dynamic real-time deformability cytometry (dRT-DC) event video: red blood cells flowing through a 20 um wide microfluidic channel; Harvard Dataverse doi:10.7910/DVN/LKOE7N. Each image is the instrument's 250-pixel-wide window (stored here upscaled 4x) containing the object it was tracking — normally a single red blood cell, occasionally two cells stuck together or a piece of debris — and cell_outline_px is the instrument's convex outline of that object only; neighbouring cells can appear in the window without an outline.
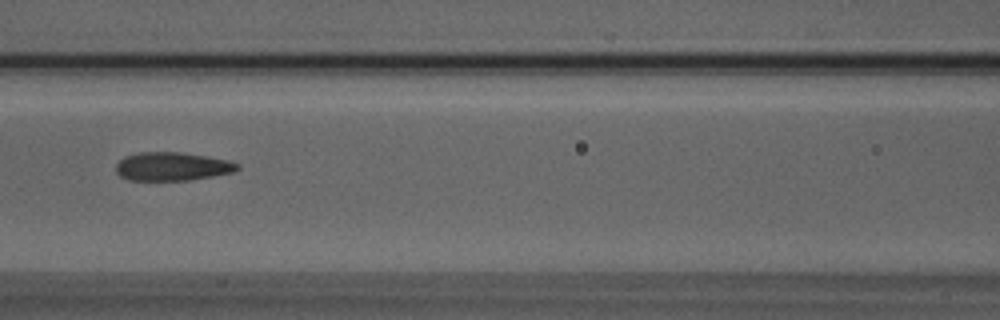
{"species": "Egyptian fruit bat (a non-hibernating species)", "species_latin": "Rousettus aegyptiacus", "temperature_condition": "room temperature", "stored_images_in_passage": 50, "camera_frame_rate_fps": 3000, "um_per_image_px": 0.085, "animal": {"sex": "male"}, "frame": {"image": 1, "passage_image": 21, "time_ms": 6.667, "image_size_px": [1000, 320], "cell_outline_px": [[240, 168], [232, 172], [212, 176], [188, 180], [128, 180], [120, 176], [116, 172], [116, 164], [124, 156], [140, 152], [180, 152], [208, 156], [228, 160], [240, 164]], "centroid_in_image_um": [14.63, 14.14], "position_along_channel_um": 152.0, "area_um2": 20.17}}
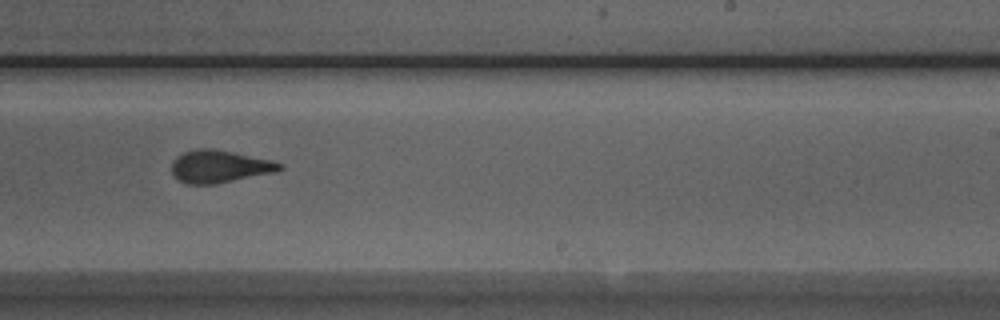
{"frame": {"image": 2, "passage_image": 30, "time_ms": 9.667, "image_size_px": [1000, 320], "cell_outline_px": [[284, 168], [276, 172], [216, 184], [188, 184], [180, 180], [172, 172], [172, 160], [176, 156], [184, 152], [200, 148], [212, 148], [272, 160], [284, 164]], "centroid_in_image_um": [18.68, 14.15], "position_along_channel_um": 270.3, "area_um2": 20.46}}
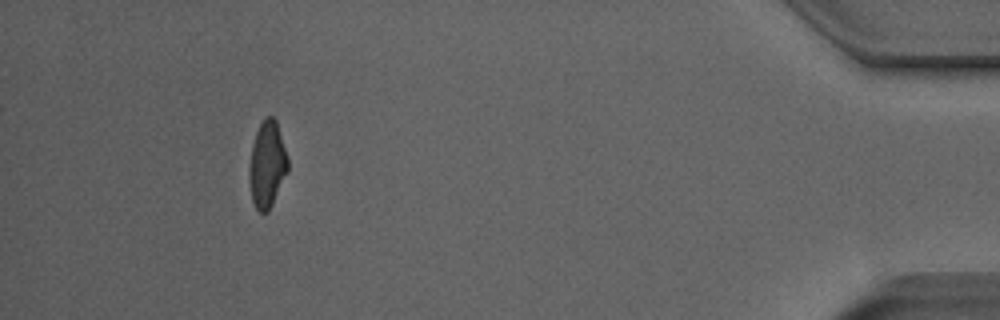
{"frame": {"image": 3, "passage_image": 46, "time_ms": 15.0, "image_size_px": [1000, 320], "cell_outline_px": [[288, 172], [268, 212], [260, 212], [256, 208], [252, 200], [248, 176], [248, 168], [252, 144], [256, 132], [264, 116], [272, 116], [276, 120], [288, 156]], "centroid_in_image_um": [22.7, 13.97], "position_along_channel_um": 412.5, "area_um2": 19.65}, "authors_computed_cell_mechanics": {"area_um2": 20.4034, "velocity_mm_per_s": 3.967, "shape_relaxation_time_tau1_ms": 5.8404, "shape_relaxation_time_tau2_ms": 1.6962, "deformation_change_tau1": 0.2036, "deformation_change_tau2": 0.1054}}